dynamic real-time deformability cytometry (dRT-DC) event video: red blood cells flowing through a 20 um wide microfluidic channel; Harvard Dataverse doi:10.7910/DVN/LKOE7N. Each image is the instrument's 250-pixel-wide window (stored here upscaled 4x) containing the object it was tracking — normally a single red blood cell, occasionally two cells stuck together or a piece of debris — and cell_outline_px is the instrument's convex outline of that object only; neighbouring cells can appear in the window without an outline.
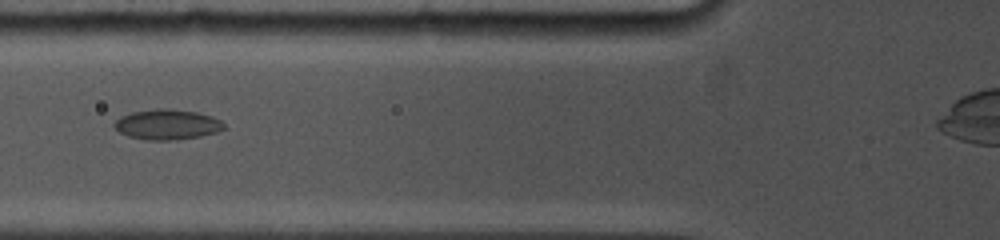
{"species": "common noctule bat (a hibernating species)", "species_latin": "Nyctalus noctula", "temperature_condition": "cold", "stored_images_in_passage": 26, "camera_frame_rate_fps": 5000, "um_per_image_px": 0.085, "animal": {"sex": "female", "body_mass_g": 19.0, "forearm_length_mm": 53.3}, "frame": {"image": 1, "passage_image": 5, "time_ms": 1.6, "image_size_px": [1000, 240], "cell_outline_px": [[224, 128], [216, 132], [200, 136], [176, 140], [148, 140], [128, 136], [120, 132], [112, 124], [120, 116], [132, 112], [156, 108], [168, 108], [196, 112], [212, 116], [220, 120], [224, 124]], "centroid_in_image_um": [14.19, 10.57], "position_along_channel_um": 111.6, "area_um2": 19.31}}
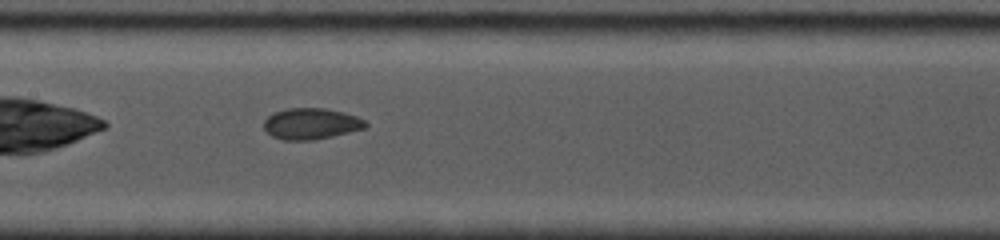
{"frame": {"image": 2, "passage_image": 10, "time_ms": 3.4, "image_size_px": [1000, 240], "cell_outline_px": [[368, 124], [364, 128], [332, 136], [312, 140], [280, 140], [272, 136], [264, 128], [264, 120], [272, 112], [288, 108], [324, 108], [344, 112], [356, 116], [364, 120]], "centroid_in_image_um": [26.41, 10.51], "position_along_channel_um": 181.0, "area_um2": 18.44}}
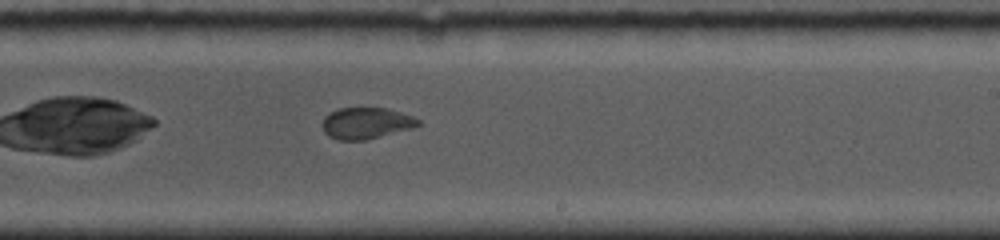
{"frame": {"image": 3, "passage_image": 17, "time_ms": 5.4, "image_size_px": [1000, 240], "cell_outline_px": [[420, 124], [412, 128], [364, 140], [336, 140], [328, 136], [324, 132], [320, 124], [324, 116], [328, 112], [340, 108], [384, 108], [400, 112], [412, 116], [420, 120]], "centroid_in_image_um": [31.05, 10.47], "position_along_channel_um": 258.0, "area_um2": 17.57}}